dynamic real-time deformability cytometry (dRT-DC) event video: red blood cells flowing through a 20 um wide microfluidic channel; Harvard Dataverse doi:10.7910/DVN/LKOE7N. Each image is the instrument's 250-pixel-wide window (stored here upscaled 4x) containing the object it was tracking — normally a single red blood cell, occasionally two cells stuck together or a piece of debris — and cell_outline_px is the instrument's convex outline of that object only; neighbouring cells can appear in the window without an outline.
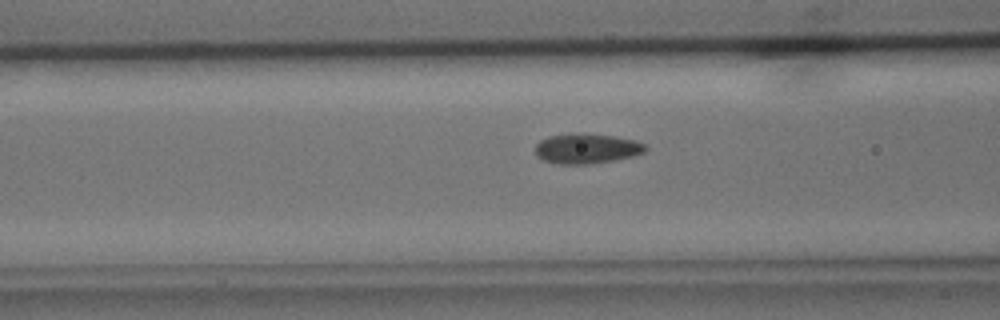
{"species": "common noctule bat (a hibernating species)", "species_latin": "Nyctalus noctula", "temperature_condition": "cold", "stored_images_in_passage": 20, "camera_frame_rate_fps": 3000, "um_per_image_px": 0.085, "animal": {"sex": "male", "body_mass_g": 15.6}, "frame": {"image": 1, "passage_image": 6, "time_ms": 1.667, "image_size_px": [1000, 320], "cell_outline_px": [[648, 148], [644, 152], [632, 156], [612, 160], [588, 164], [556, 164], [544, 160], [536, 156], [536, 144], [540, 140], [548, 136], [568, 132], [584, 132], [616, 136], [636, 140], [644, 144]], "centroid_in_image_um": [49.84, 12.59], "position_along_channel_um": 116.8, "area_um2": 19.65}}
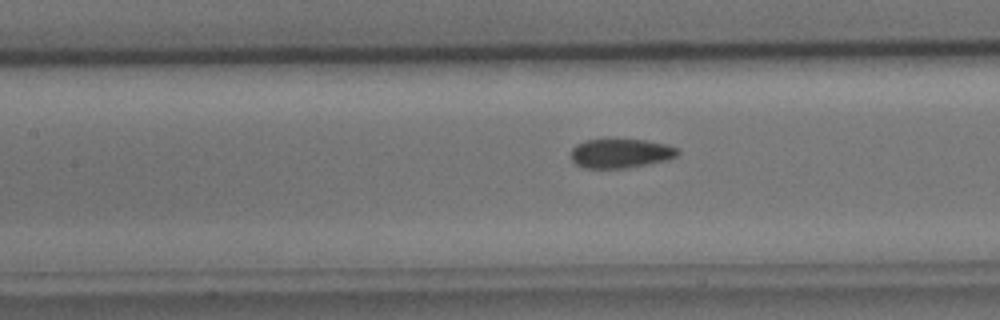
{"frame": {"image": 2, "passage_image": 9, "time_ms": 2.667, "image_size_px": [1000, 320], "cell_outline_px": [[680, 152], [676, 156], [668, 160], [628, 168], [584, 168], [576, 164], [572, 160], [572, 148], [576, 144], [584, 140], [644, 140], [668, 144], [680, 148]], "centroid_in_image_um": [52.8, 13.04], "position_along_channel_um": 154.6, "area_um2": 18.26}}
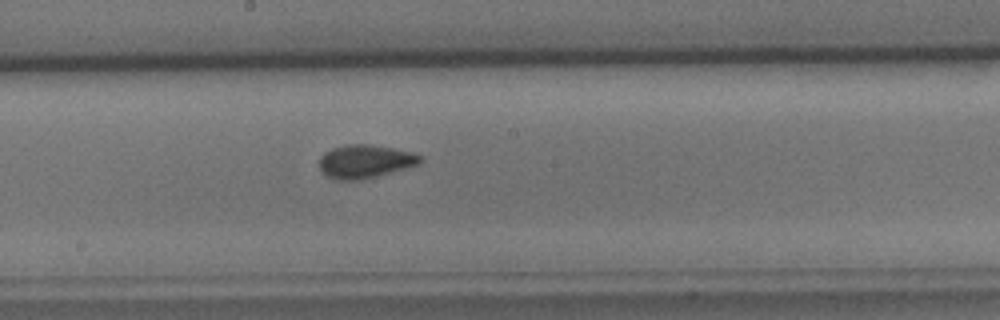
{"frame": {"image": 3, "passage_image": 14, "time_ms": 4.333, "image_size_px": [1000, 320], "cell_outline_px": [[424, 160], [420, 164], [376, 176], [356, 180], [336, 180], [328, 176], [320, 168], [320, 156], [324, 152], [332, 148], [348, 144], [368, 144], [392, 148], [412, 152], [424, 156]], "centroid_in_image_um": [31.06, 13.71], "position_along_channel_um": 217.1, "area_um2": 19.54}}